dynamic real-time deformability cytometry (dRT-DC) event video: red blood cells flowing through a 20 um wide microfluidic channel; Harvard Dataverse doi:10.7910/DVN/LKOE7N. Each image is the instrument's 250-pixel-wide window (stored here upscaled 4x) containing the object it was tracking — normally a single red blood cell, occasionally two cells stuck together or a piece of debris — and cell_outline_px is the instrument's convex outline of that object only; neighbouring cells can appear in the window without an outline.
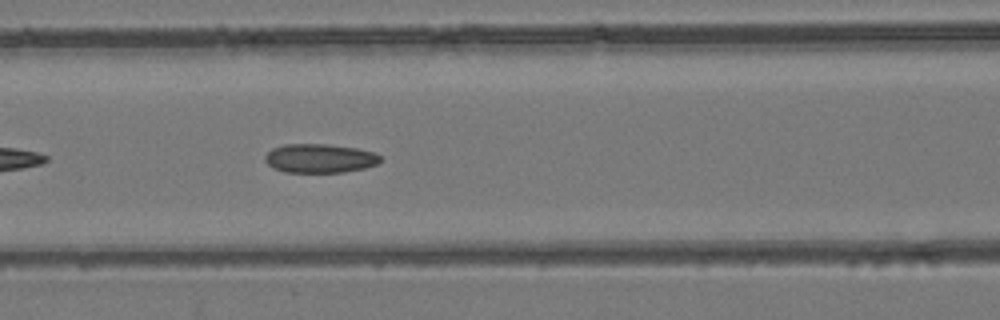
{"species": "common noctule bat (a hibernating species)", "species_latin": "Nyctalus noctula", "temperature_condition": "room temperature", "stored_images_in_passage": 38, "camera_frame_rate_fps": 3000, "um_per_image_px": 0.085, "animal": {"sex": "female", "body_mass_g": 24.6, "forearm_length_mm": 56.2}, "frame": {"image": 1, "passage_image": 8, "time_ms": 2.333, "image_size_px": [1000, 320], "cell_outline_px": [[380, 160], [376, 164], [364, 168], [344, 172], [284, 172], [272, 168], [264, 160], [264, 156], [272, 148], [284, 144], [324, 144], [356, 148], [376, 152], [380, 156]], "centroid_in_image_um": [27.15, 13.46], "position_along_channel_um": 139.5, "area_um2": 19.48}}
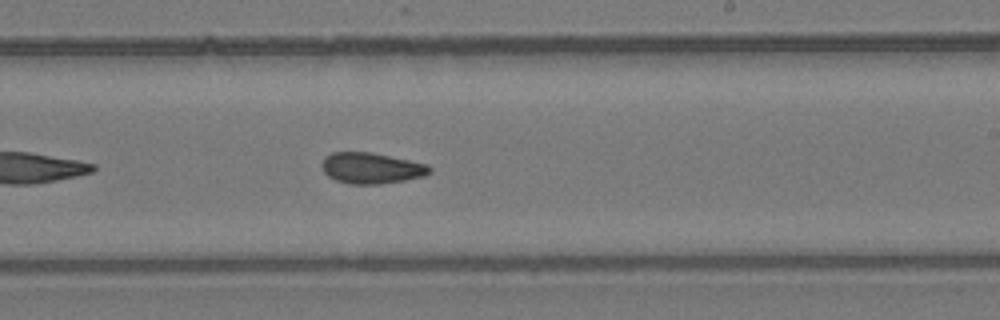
{"frame": {"image": 2, "passage_image": 17, "time_ms": 5.333, "image_size_px": [1000, 320], "cell_outline_px": [[432, 172], [424, 176], [404, 180], [380, 184], [348, 184], [336, 180], [328, 176], [324, 172], [320, 164], [324, 156], [332, 152], [368, 152], [428, 164], [432, 168]], "centroid_in_image_um": [31.54, 14.29], "position_along_channel_um": 257.5, "area_um2": 19.48}}
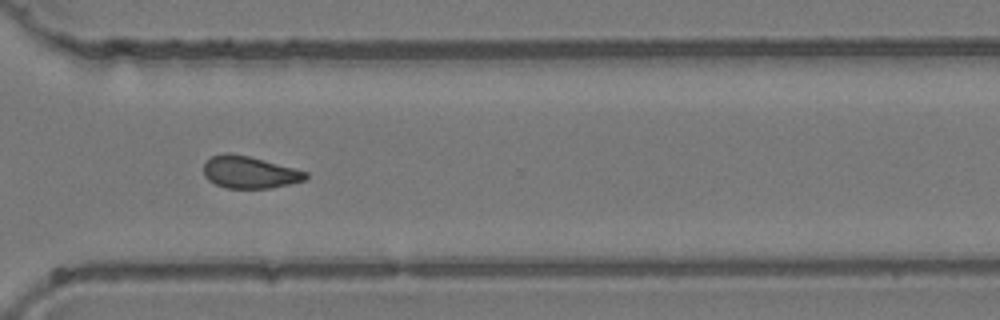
{"frame": {"image": 3, "passage_image": 24, "time_ms": 7.667, "image_size_px": [1000, 320], "cell_outline_px": [[308, 176], [304, 180], [292, 184], [272, 188], [228, 188], [216, 184], [208, 180], [204, 176], [204, 164], [212, 156], [224, 152], [228, 152], [248, 156], [308, 172]], "centroid_in_image_um": [21.2, 14.65], "position_along_channel_um": 349.4, "area_um2": 19.02}, "authors_computed_cell_mechanics": {"area_um2": 19.1896, "velocity_mm_per_s": 3.9419, "shape_relaxation_time_tau1_ms": null, "shape_relaxation_time_tau2_ms": 2.7693, "deformation_change_tau1": null, "deformation_change_tau2": 0.0904}}